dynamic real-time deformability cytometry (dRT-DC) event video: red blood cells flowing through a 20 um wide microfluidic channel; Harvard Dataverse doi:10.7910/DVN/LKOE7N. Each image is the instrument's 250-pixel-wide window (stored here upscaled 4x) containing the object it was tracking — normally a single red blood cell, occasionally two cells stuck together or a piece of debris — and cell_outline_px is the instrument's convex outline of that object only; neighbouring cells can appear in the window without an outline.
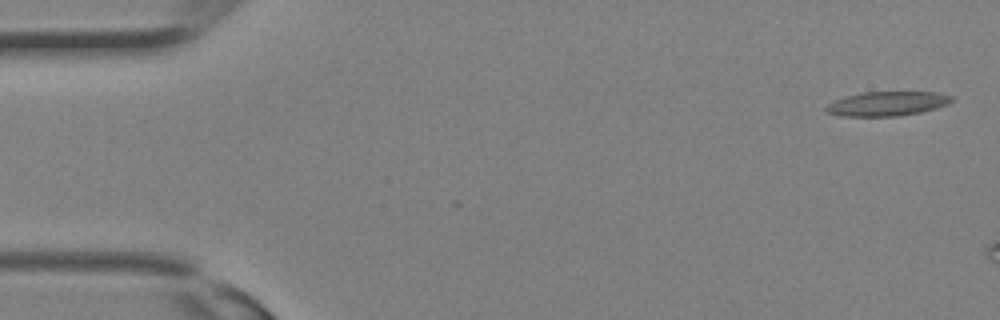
{"species": "Egyptian fruit bat (a non-hibernating species)", "species_latin": "Rousettus aegyptiacus", "temperature_condition": "room temperature", "stored_images_in_passage": 5, "camera_frame_rate_fps": 3000, "um_per_image_px": 0.085, "animal": {"sex": "female"}, "frame": {"image": 1, "passage_image": 1, "time_ms": 0.0, "image_size_px": [1000, 320], "cell_outline_px": [[956, 100], [948, 104], [936, 108], [920, 112], [896, 116], [840, 116], [824, 112], [824, 108], [828, 104], [836, 100], [848, 96], [864, 92], [940, 92], [952, 96]], "centroid_in_image_um": [75.44, 8.81], "position_along_channel_um": 9.6, "area_um2": 17.86}}